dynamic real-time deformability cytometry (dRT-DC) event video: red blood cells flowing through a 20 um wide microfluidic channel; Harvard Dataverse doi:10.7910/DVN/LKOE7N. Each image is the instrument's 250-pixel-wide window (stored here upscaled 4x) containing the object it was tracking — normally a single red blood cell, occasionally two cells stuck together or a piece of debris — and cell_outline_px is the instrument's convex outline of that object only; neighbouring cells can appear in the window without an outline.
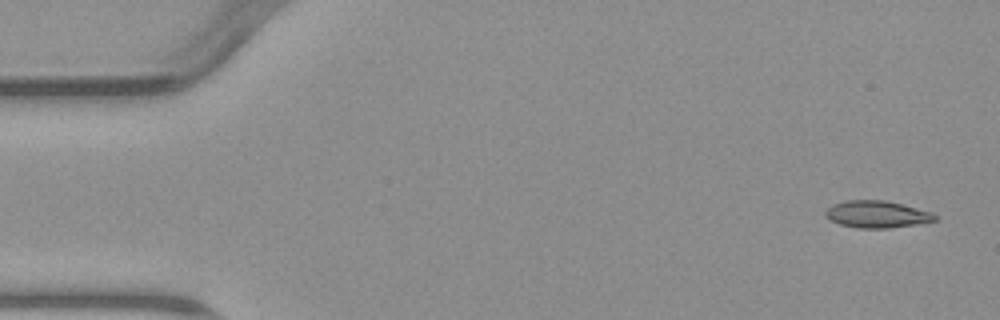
{"species": "common noctule bat (a hibernating species)", "species_latin": "Nyctalus noctula", "temperature_condition": "warm", "stored_images_in_passage": 4, "camera_frame_rate_fps": 3000, "um_per_image_px": 0.085, "animal": {"sex": "male", "body_mass_g": 23.1, "forearm_length_mm": 52.7}, "frame": {"image": 1, "passage_image": 1, "time_ms": 0.0, "image_size_px": [1000, 320], "cell_outline_px": [[936, 220], [888, 228], [856, 228], [840, 224], [832, 220], [824, 212], [832, 204], [844, 200], [884, 200], [932, 212], [936, 216]], "centroid_in_image_um": [74.5, 18.2], "position_along_channel_um": 10.5, "area_um2": 16.88}}
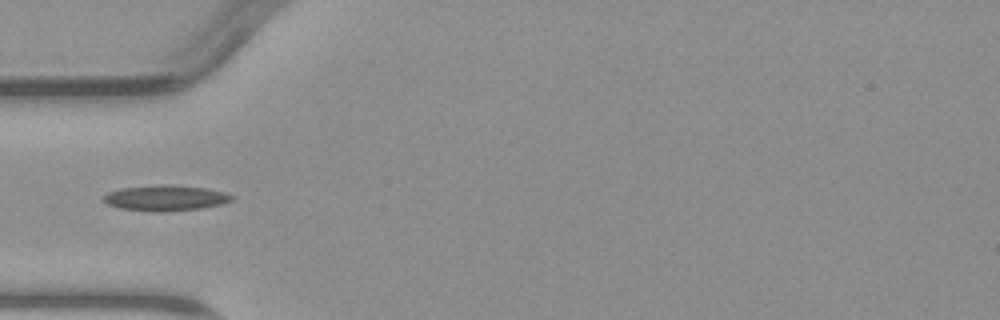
{"frame": {"image": 2, "passage_image": 4, "time_ms": 5.0, "image_size_px": [1000, 320], "cell_outline_px": [[236, 196], [232, 200], [220, 204], [200, 208], [164, 212], [156, 212], [120, 208], [108, 204], [104, 200], [104, 196], [108, 192], [120, 188], [204, 188], [224, 192]], "centroid_in_image_um": [14.09, 16.89], "position_along_channel_um": 70.9, "area_um2": 17.74}}